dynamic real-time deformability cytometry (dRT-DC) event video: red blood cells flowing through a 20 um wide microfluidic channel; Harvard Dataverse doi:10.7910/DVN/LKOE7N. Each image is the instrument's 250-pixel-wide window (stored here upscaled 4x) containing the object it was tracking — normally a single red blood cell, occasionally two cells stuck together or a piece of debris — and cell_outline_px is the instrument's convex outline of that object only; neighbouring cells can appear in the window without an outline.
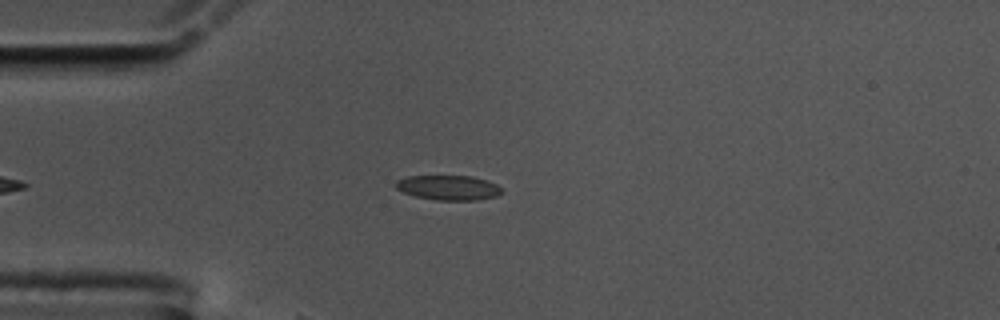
{"species": "common noctule bat (a hibernating species)", "species_latin": "Nyctalus noctula", "temperature_condition": "cold", "stored_images_in_passage": 11, "camera_frame_rate_fps": 3000, "um_per_image_px": 0.085, "animal": {"sex": "male", "body_mass_g": 17.5, "forearm_length_mm": 52.3}, "frame": {"image": 1, "passage_image": 4, "time_ms": 1.0, "image_size_px": [1000, 320], "cell_outline_px": [[504, 192], [496, 196], [476, 200], [436, 200], [416, 196], [404, 192], [396, 188], [396, 180], [408, 176], [472, 176], [488, 180], [504, 188]], "centroid_in_image_um": [38.18, 15.94], "position_along_channel_um": 46.8, "area_um2": 15.37}}